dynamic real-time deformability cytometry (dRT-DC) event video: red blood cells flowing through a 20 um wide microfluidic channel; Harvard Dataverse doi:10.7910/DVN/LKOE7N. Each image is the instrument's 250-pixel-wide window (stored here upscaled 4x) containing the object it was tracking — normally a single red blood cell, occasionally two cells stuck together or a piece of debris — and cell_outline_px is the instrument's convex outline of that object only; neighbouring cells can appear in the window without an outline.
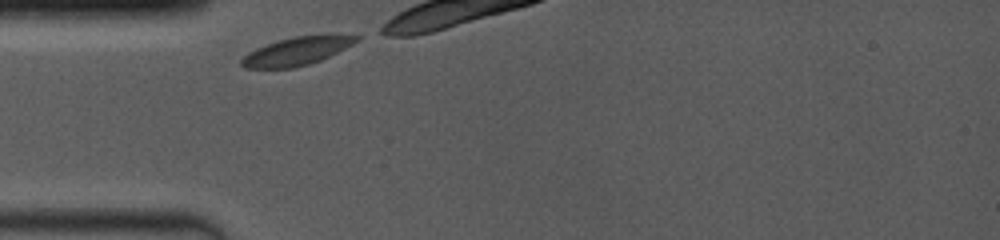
{"species": "common noctule bat (a hibernating species)", "species_latin": "Nyctalus noctula", "temperature_condition": "room temperature", "stored_images_in_passage": 4, "camera_frame_rate_fps": 4000, "um_per_image_px": 0.085, "animal": {"sex": "female", "body_mass_g": 19.0, "forearm_length_mm": 53.3}, "frame": {"image": 1, "passage_image": 1, "time_ms": 0.0, "image_size_px": [1000, 240], "cell_outline_px": [[360, 40], [320, 60], [308, 64], [292, 68], [244, 68], [240, 64], [240, 60], [248, 52], [256, 48], [292, 36], [360, 36]], "centroid_in_image_um": [25.13, 4.37], "position_along_channel_um": 59.9, "area_um2": 18.21}}